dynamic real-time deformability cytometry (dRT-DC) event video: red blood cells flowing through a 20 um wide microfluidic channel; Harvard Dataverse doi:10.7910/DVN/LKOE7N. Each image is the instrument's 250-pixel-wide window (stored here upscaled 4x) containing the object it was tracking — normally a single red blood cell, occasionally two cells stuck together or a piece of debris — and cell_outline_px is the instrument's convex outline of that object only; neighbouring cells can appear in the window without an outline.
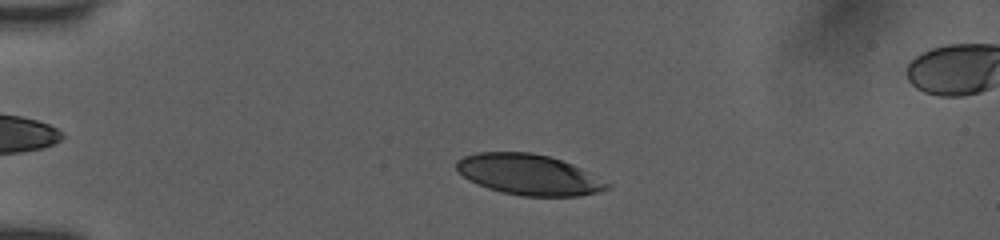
{"species": "human", "species_latin": "Homo sapiens", "temperature_condition": "room temperature", "stored_images_in_passage": 34, "camera_frame_rate_fps": 3000, "um_per_image_px": 0.085, "donor": {"sex": "female"}, "frame": {"image": 1, "passage_image": 7, "time_ms": 2.667, "image_size_px": [1000, 240], "cell_outline_px": [[612, 184], [608, 188], [600, 192], [580, 196], [524, 196], [500, 192], [476, 184], [468, 180], [456, 168], [456, 160], [464, 156], [476, 152], [532, 152], [548, 156], [572, 164]], "centroid_in_image_um": [44.94, 14.84], "position_along_channel_um": 40.1, "area_um2": 35.72}}
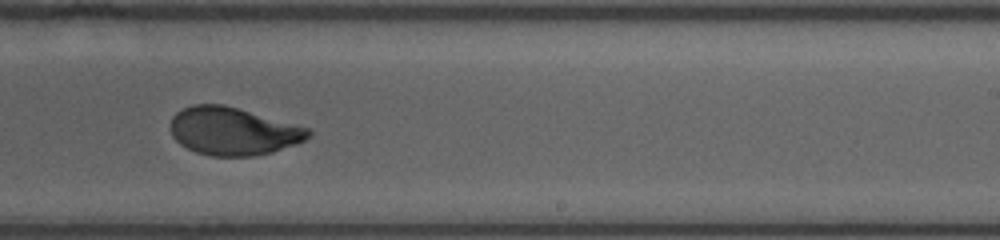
{"frame": {"image": 2, "passage_image": 23, "time_ms": 9.667, "image_size_px": [1000, 240], "cell_outline_px": [[312, 136], [296, 144], [272, 152], [256, 156], [212, 156], [196, 152], [180, 144], [172, 136], [172, 116], [176, 112], [192, 104], [224, 104], [308, 128], [312, 132]], "centroid_in_image_um": [19.81, 11.15], "position_along_channel_um": 269.2, "area_um2": 38.26}}
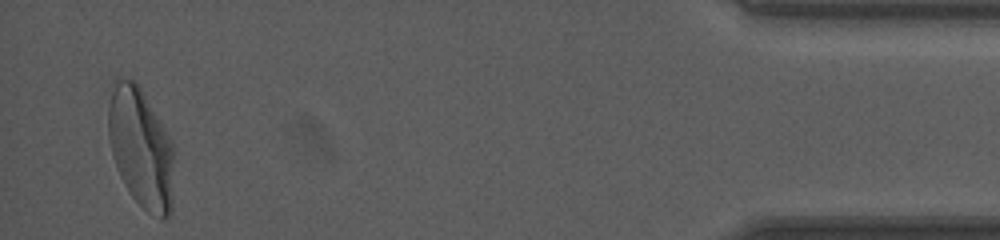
{"frame": {"image": 3, "passage_image": 34, "time_ms": 15.333, "image_size_px": [1000, 240], "cell_outline_px": [[172, 208], [168, 220], [160, 220], [148, 212], [132, 196], [120, 176], [112, 156], [108, 136], [108, 104], [116, 80], [120, 76], [136, 80], [144, 92], [164, 128], [172, 144]], "centroid_in_image_um": [11.96, 12.57], "position_along_channel_um": 423.2, "area_um2": 45.84}, "authors_computed_cell_mechanics": {"area_um2": 38.7549, "velocity_mm_per_s": 3.9507, "shape_relaxation_time_tau1_ms": 4.5074, "shape_relaxation_time_tau2_ms": 0.9268, "deformation_change_tau1": 0.1876, "deformation_change_tau2": 0.0601}}